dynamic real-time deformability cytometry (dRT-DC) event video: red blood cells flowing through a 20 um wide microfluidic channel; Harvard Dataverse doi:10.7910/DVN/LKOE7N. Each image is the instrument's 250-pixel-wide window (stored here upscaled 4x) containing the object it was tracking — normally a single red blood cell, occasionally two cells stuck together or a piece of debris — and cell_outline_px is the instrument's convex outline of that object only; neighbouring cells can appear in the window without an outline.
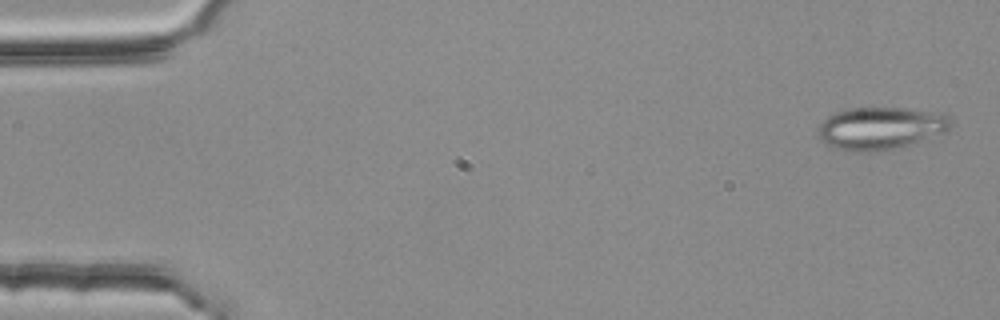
{"species": "common noctule bat (a hibernating species)", "species_latin": "Nyctalus noctula", "temperature_condition": "room temperature", "stored_images_in_passage": 17, "camera_frame_rate_fps": 3000, "um_per_image_px": 0.085, "animal": {"sex": "female", "body_mass_g": 25.1}, "frame": {"image": 1, "passage_image": 1, "time_ms": 0.0, "image_size_px": [1000, 320], "cell_outline_px": [[952, 124], [948, 128], [940, 132], [892, 148], [868, 152], [856, 152], [840, 148], [828, 144], [820, 140], [816, 132], [820, 124], [828, 116], [836, 112], [852, 108], [900, 108], [940, 112], [948, 116], [952, 120]], "centroid_in_image_um": [74.77, 10.87], "position_along_channel_um": 10.2, "area_um2": 31.85}}